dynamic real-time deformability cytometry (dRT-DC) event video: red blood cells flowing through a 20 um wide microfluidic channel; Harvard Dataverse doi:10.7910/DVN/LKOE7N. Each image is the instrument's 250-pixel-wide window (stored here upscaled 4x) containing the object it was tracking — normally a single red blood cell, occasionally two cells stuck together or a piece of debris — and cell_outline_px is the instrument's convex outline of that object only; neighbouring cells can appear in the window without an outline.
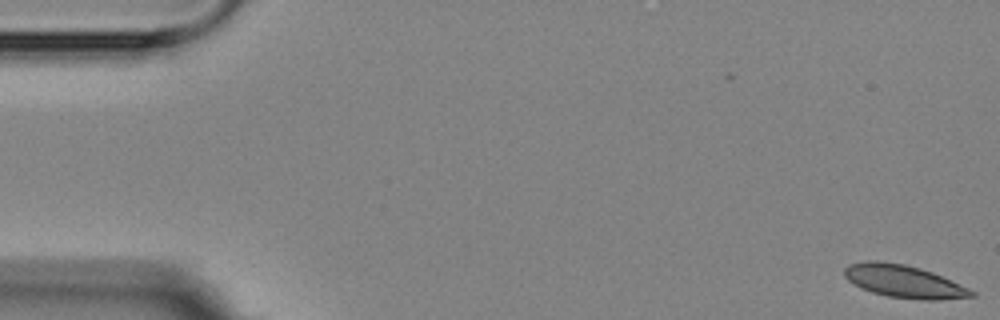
{"species": "Egyptian fruit bat (a non-hibernating species)", "species_latin": "Rousettus aegyptiacus", "temperature_condition": "room temperature", "stored_images_in_passage": 3, "camera_frame_rate_fps": 3000, "um_per_image_px": 0.085, "animal": {"sex": "female"}, "frame": {"image": 1, "passage_image": 1, "time_ms": 0.0, "image_size_px": [1000, 320], "cell_outline_px": [[976, 296], [940, 300], [920, 300], [888, 296], [872, 292], [860, 288], [848, 280], [844, 276], [844, 268], [848, 264], [868, 260], [876, 260], [904, 264], [920, 268], [932, 272], [960, 284], [976, 292]], "centroid_in_image_um": [76.82, 23.92], "position_along_channel_um": 8.2, "area_um2": 24.28}}